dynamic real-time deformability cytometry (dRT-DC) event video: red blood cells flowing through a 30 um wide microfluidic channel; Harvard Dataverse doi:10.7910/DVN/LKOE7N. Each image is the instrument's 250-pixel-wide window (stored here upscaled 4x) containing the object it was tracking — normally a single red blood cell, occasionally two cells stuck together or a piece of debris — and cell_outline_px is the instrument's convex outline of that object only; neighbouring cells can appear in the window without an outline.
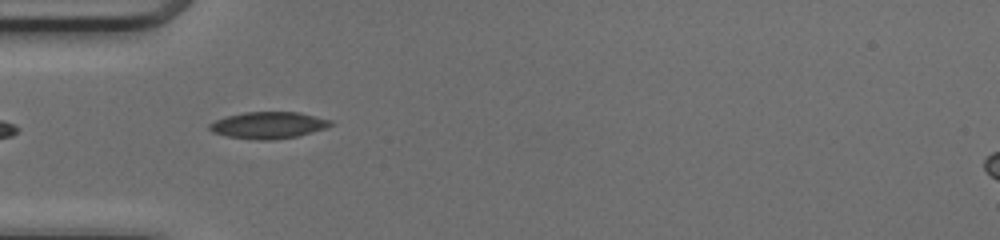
{"species": "common noctule bat (a hibernating species)", "species_latin": "Nyctalus noctula", "temperature_condition": "cold", "stored_images_in_passage": 34, "camera_frame_rate_fps": 3000, "um_per_image_px": 0.085, "animal": {"sex": "female", "body_mass_g": 17.0, "forearm_length_mm": 48.0}, "frame": {"image": 1, "passage_image": 1, "time_ms": 0.0, "image_size_px": [1000, 240], "cell_outline_px": [[332, 124], [324, 128], [296, 136], [272, 140], [256, 140], [228, 136], [212, 132], [208, 128], [208, 124], [224, 116], [244, 112], [300, 112], [332, 120]], "centroid_in_image_um": [22.77, 10.63], "position_along_channel_um": 62.2, "area_um2": 18.79}}
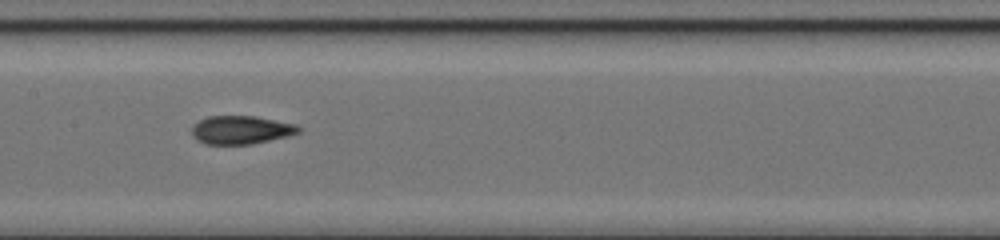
{"frame": {"image": 2, "passage_image": 10, "time_ms": 3.0, "image_size_px": [1000, 240], "cell_outline_px": [[300, 132], [288, 136], [252, 144], [204, 144], [196, 140], [192, 136], [192, 128], [200, 120], [208, 116], [256, 116], [296, 124], [300, 128]], "centroid_in_image_um": [20.49, 11.04], "position_along_channel_um": 186.9, "area_um2": 17.63}}
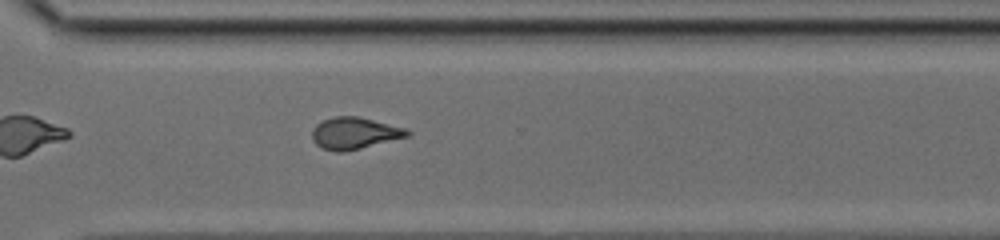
{"frame": {"image": 3, "passage_image": 21, "time_ms": 6.667, "image_size_px": [1000, 240], "cell_outline_px": [[412, 136], [344, 152], [336, 152], [324, 148], [316, 144], [312, 140], [312, 128], [316, 124], [324, 120], [336, 116], [356, 116], [408, 128], [412, 132]], "centroid_in_image_um": [30.19, 11.32], "position_along_channel_um": 340.4, "area_um2": 17.8}, "authors_computed_cell_mechanics": {"area_um2": 17.6868, "velocity_mm_per_s": 4.1978, "shape_relaxation_time_tau1_ms": 7.8192, "shape_relaxation_time_tau2_ms": 1.511, "deformation_change_tau1": 0.1969, "deformation_change_tau2": 0.087}}